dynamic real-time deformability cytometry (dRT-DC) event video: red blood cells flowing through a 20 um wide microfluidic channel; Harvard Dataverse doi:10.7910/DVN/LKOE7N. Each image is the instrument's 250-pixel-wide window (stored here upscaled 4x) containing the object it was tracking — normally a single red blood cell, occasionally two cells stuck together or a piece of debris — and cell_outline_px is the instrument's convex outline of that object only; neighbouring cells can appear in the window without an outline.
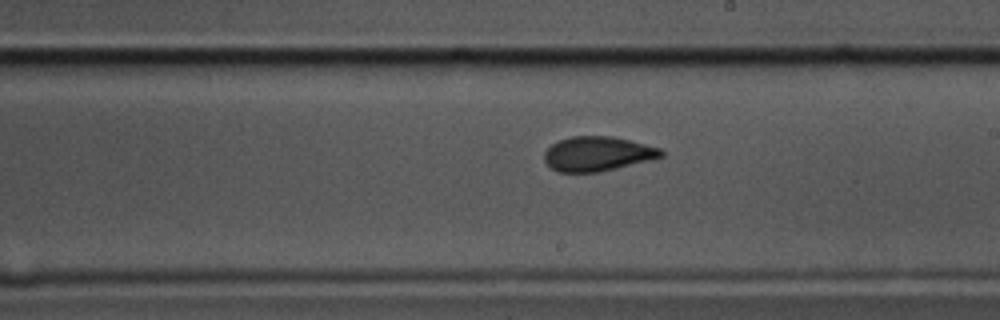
{"species": "common noctule bat (a hibernating species)", "species_latin": "Nyctalus noctula", "temperature_condition": "cold", "stored_images_in_passage": 58, "camera_frame_rate_fps": 3000, "um_per_image_px": 0.085, "animal": {"sex": "male", "body_mass_g": 17.5, "forearm_length_mm": 52.3}, "frame": {"image": 1, "passage_image": 33, "time_ms": 10.667, "image_size_px": [1000, 320], "cell_outline_px": [[664, 156], [600, 172], [556, 172], [544, 160], [544, 152], [552, 144], [560, 140], [572, 136], [612, 136], [660, 148], [664, 152]], "centroid_in_image_um": [50.76, 13.07], "position_along_channel_um": 238.2, "area_um2": 23.29}}
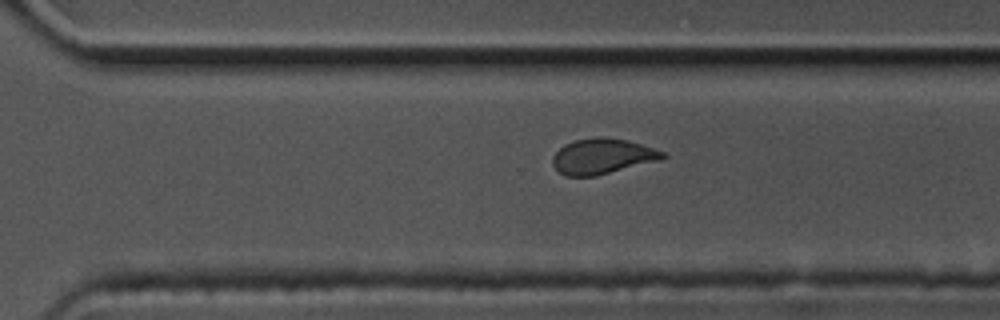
{"frame": {"image": 2, "passage_image": 40, "time_ms": 13.0, "image_size_px": [1000, 320], "cell_outline_px": [[668, 156], [660, 160], [596, 176], [564, 176], [552, 164], [552, 156], [564, 144], [576, 140], [628, 140], [664, 152]], "centroid_in_image_um": [51.19, 13.34], "position_along_channel_um": 319.4, "area_um2": 21.91}}
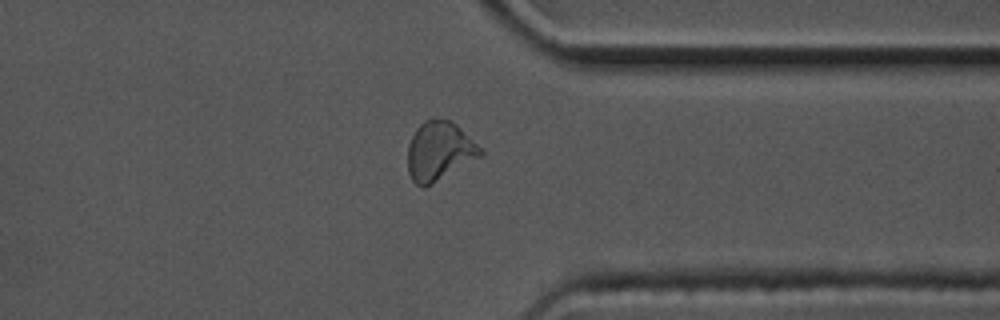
{"frame": {"image": 3, "passage_image": 45, "time_ms": 14.667, "image_size_px": [1000, 320], "cell_outline_px": [[484, 152], [480, 156], [432, 184], [424, 188], [416, 184], [412, 180], [408, 172], [408, 144], [416, 128], [424, 120], [432, 116], [448, 120], [456, 124]], "centroid_in_image_um": [37.29, 12.82], "position_along_channel_um": 374.1, "area_um2": 24.8}, "authors_computed_cell_mechanics": {"area_um2": 24.3916, "velocity_mm_per_s": 3.4793, "shape_relaxation_time_tau1_ms": 3.6892, "shape_relaxation_time_tau2_ms": 1.889, "deformation_change_tau1": 0.1323, "deformation_change_tau2": 0.0639}}